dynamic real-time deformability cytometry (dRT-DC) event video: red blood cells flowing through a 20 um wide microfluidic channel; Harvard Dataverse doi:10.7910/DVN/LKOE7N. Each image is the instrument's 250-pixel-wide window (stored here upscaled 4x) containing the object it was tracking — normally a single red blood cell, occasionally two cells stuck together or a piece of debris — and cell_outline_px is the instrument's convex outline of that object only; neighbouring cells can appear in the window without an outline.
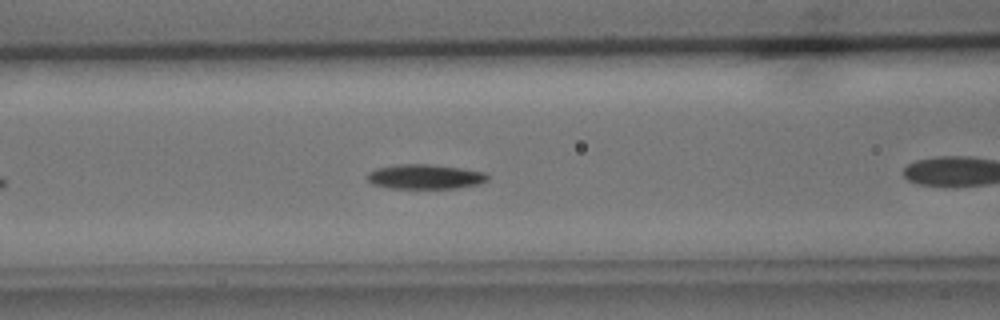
{"species": "common noctule bat (a hibernating species)", "species_latin": "Nyctalus noctula", "temperature_condition": "cold", "stored_images_in_passage": 19, "camera_frame_rate_fps": 3000, "um_per_image_px": 0.085, "animal": {"sex": "male", "body_mass_g": 15.6}, "frame": {"image": 1, "passage_image": 9, "time_ms": 2.667, "image_size_px": [1000, 320], "cell_outline_px": [[488, 180], [480, 184], [456, 188], [388, 188], [372, 184], [368, 180], [368, 172], [376, 168], [396, 164], [428, 164], [460, 168], [488, 172]], "centroid_in_image_um": [36.15, 15.01], "position_along_channel_um": 130.5, "area_um2": 17.4}}